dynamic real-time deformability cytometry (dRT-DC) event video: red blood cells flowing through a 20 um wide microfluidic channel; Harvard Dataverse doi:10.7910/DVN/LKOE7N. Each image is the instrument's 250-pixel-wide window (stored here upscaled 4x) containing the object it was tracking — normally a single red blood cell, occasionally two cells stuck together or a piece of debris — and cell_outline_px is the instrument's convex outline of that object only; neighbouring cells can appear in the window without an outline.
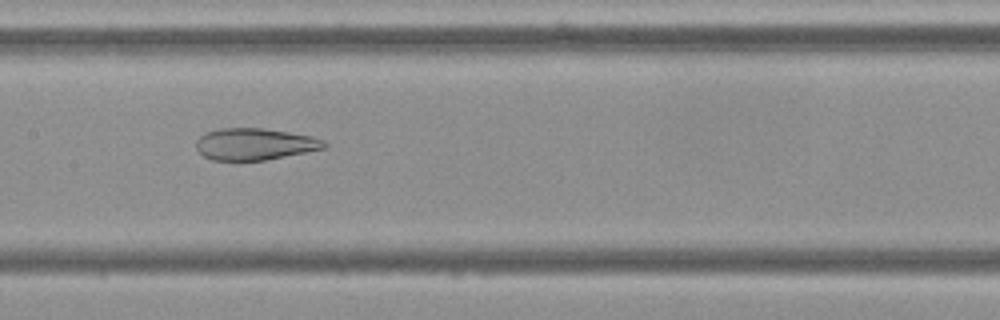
{"species": "Egyptian fruit bat (a non-hibernating species)", "species_latin": "Rousettus aegyptiacus", "temperature_condition": "cold", "stored_images_in_passage": 54, "camera_frame_rate_fps": 3000, "um_per_image_px": 0.085, "frame": {"image": 1, "passage_image": 26, "time_ms": 8.333, "image_size_px": [1000, 320], "cell_outline_px": [[328, 144], [324, 148], [308, 152], [264, 160], [212, 160], [204, 156], [196, 148], [196, 140], [204, 132], [220, 128], [264, 128], [312, 136], [324, 140]], "centroid_in_image_um": [21.65, 12.24], "position_along_channel_um": 185.8, "area_um2": 23.76}}
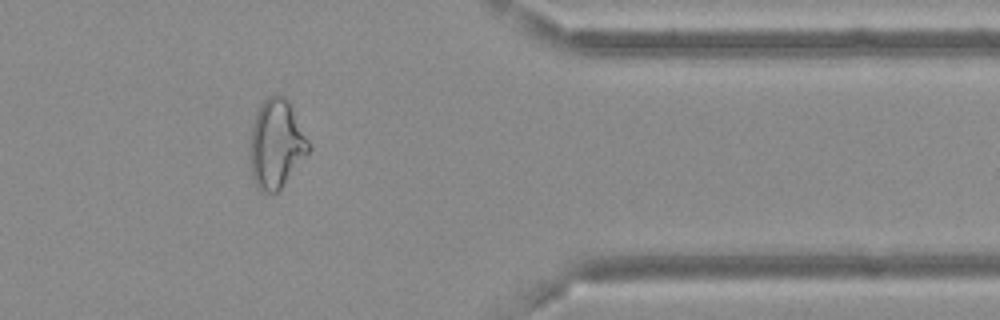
{"frame": {"image": 2, "passage_image": 44, "time_ms": 14.333, "image_size_px": [1000, 320], "cell_outline_px": [[312, 148], [280, 188], [276, 192], [260, 192], [256, 188], [252, 176], [248, 156], [252, 124], [256, 112], [260, 104], [268, 96], [284, 96], [292, 104]], "centroid_in_image_um": [23.46, 12.22], "position_along_channel_um": 387.9, "area_um2": 30.63}}
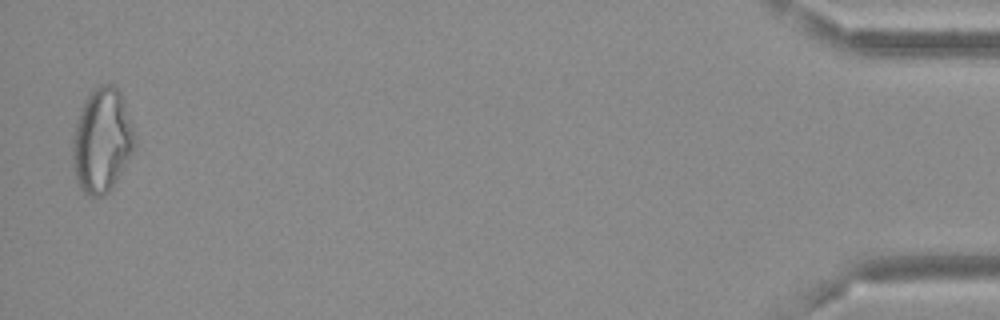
{"frame": {"image": 3, "passage_image": 53, "time_ms": 17.333, "image_size_px": [1000, 320], "cell_outline_px": [[136, 144], [120, 172], [108, 192], [100, 196], [88, 196], [80, 188], [76, 180], [72, 164], [72, 136], [80, 108], [84, 100], [100, 84], [112, 84], [120, 92], [124, 100], [136, 136]], "centroid_in_image_um": [8.64, 11.92], "position_along_channel_um": 426.6, "area_um2": 37.57}}